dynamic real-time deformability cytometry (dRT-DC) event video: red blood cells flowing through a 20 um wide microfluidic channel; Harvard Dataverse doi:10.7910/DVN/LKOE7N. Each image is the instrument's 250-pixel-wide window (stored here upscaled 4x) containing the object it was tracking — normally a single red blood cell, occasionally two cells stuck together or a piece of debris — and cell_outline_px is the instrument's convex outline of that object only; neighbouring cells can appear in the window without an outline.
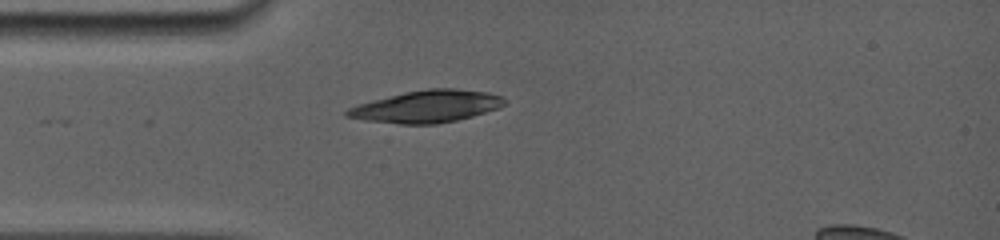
{"species": "common noctule bat (a hibernating species)", "species_latin": "Nyctalus noctula", "temperature_condition": "room temperature", "stored_images_in_passage": 2, "camera_frame_rate_fps": 5000, "um_per_image_px": 0.085, "animal": {"sex": "female", "body_mass_g": 19.0, "forearm_length_mm": 56.7}, "frame": {"image": 1, "passage_image": 1, "time_ms": 0.0, "image_size_px": [1000, 240], "cell_outline_px": [[504, 104], [500, 108], [472, 116], [456, 120], [436, 124], [400, 124], [364, 120], [344, 116], [344, 112], [348, 108], [372, 100], [404, 92], [428, 88], [456, 88], [488, 92], [504, 96]], "centroid_in_image_um": [36.29, 9.04], "position_along_channel_um": 48.7, "area_um2": 29.54}}